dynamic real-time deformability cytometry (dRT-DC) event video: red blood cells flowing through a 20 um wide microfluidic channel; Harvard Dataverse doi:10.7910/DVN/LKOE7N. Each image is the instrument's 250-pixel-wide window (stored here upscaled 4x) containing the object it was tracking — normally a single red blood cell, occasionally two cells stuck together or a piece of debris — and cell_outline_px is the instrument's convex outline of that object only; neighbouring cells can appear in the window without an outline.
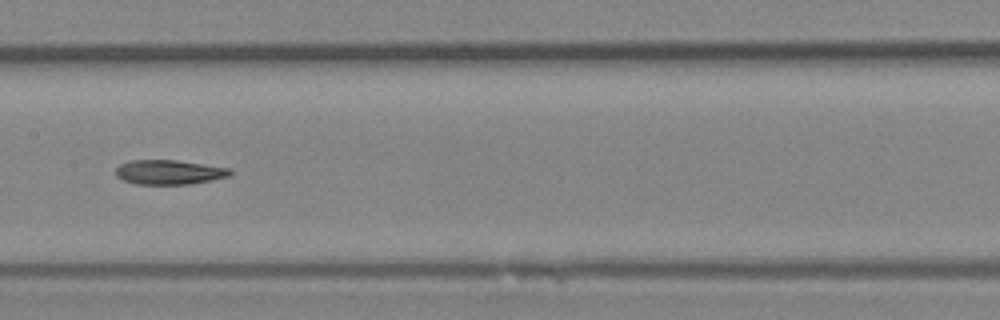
{"species": "Egyptian fruit bat (a non-hibernating species)", "species_latin": "Rousettus aegyptiacus", "temperature_condition": "room temperature", "stored_images_in_passage": 25, "camera_frame_rate_fps": 3000, "um_per_image_px": 0.085, "animal": {"sex": "female"}, "frame": {"image": 1, "passage_image": 21, "time_ms": 6.667, "image_size_px": [1000, 320], "cell_outline_px": [[232, 172], [228, 176], [212, 180], [188, 184], [136, 184], [124, 180], [116, 176], [116, 168], [120, 164], [132, 160], [176, 160], [228, 168]], "centroid_in_image_um": [14.34, 14.63], "position_along_channel_um": 193.1, "area_um2": 16.13}}